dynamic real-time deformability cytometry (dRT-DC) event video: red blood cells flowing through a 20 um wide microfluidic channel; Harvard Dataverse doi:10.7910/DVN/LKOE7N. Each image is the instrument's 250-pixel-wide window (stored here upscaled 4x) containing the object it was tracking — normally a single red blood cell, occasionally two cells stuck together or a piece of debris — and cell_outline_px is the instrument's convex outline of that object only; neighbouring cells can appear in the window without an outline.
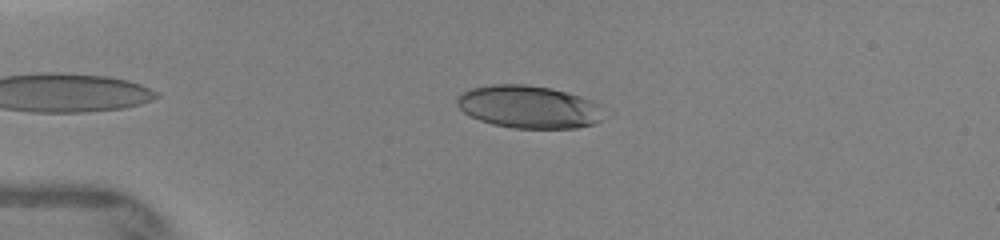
{"species": "human", "species_latin": "Homo sapiens", "temperature_condition": "warm", "stored_images_in_passage": 38, "camera_frame_rate_fps": 3000, "um_per_image_px": 0.085, "donor": {"sex": "female"}, "frame": {"image": 1, "passage_image": 5, "time_ms": 1.0, "image_size_px": [1000, 240], "cell_outline_px": [[616, 112], [596, 124], [576, 128], [512, 128], [492, 124], [480, 120], [464, 112], [456, 104], [456, 100], [464, 92], [472, 88], [492, 84], [524, 84], [552, 88], [568, 92], [592, 100]], "centroid_in_image_um": [45.13, 9.1], "position_along_channel_um": 39.9, "area_um2": 37.45}}
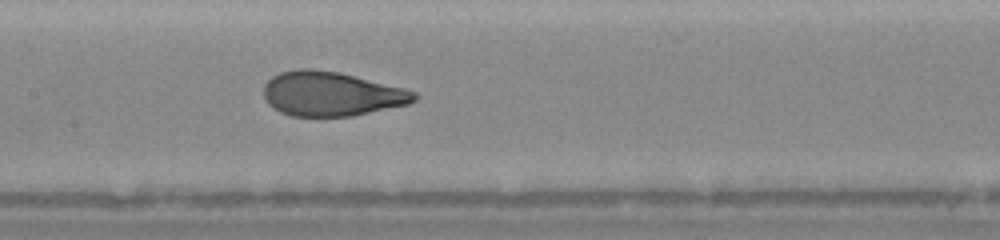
{"frame": {"image": 2, "passage_image": 21, "time_ms": 5.0, "image_size_px": [1000, 240], "cell_outline_px": [[420, 96], [416, 100], [408, 104], [352, 116], [292, 116], [280, 112], [272, 108], [264, 100], [264, 84], [272, 76], [280, 72], [296, 68], [308, 68], [340, 72], [404, 88], [416, 92]], "centroid_in_image_um": [28.15, 7.97], "position_along_channel_um": 179.3, "area_um2": 39.19}}
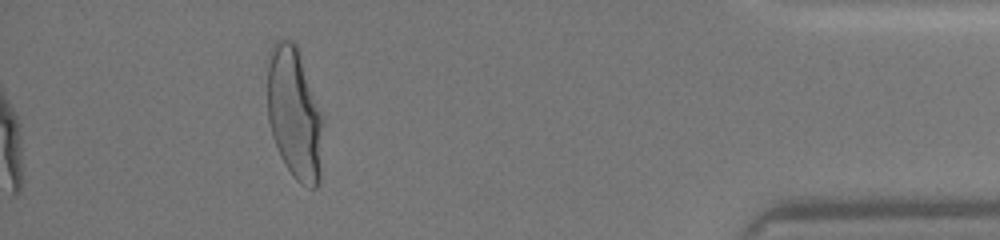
{"frame": {"image": 3, "passage_image": 38, "time_ms": 11.333, "image_size_px": [1000, 240], "cell_outline_px": [[324, 120], [320, 180], [316, 188], [312, 188], [300, 184], [292, 176], [280, 156], [272, 136], [268, 120], [268, 56], [272, 44], [276, 40], [292, 40], [296, 44]], "centroid_in_image_um": [25.04, 9.69], "position_along_channel_um": 410.2, "area_um2": 43.06}}